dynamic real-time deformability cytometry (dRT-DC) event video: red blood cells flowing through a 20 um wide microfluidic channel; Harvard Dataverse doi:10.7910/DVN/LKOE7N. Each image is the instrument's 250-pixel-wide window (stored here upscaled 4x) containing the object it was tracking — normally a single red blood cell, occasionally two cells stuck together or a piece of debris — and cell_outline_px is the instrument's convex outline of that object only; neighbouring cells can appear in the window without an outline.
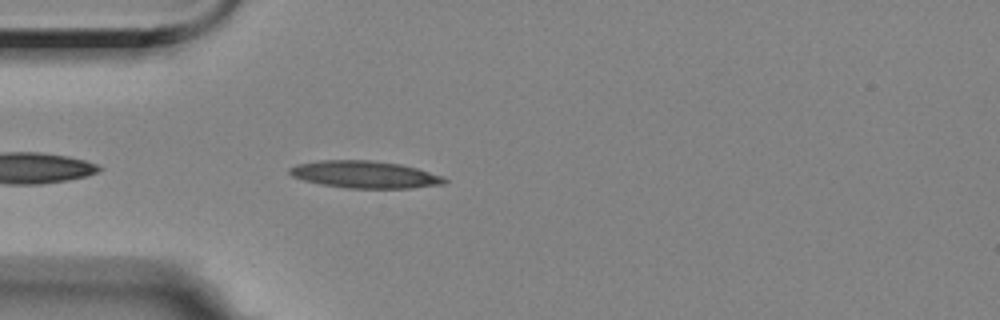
{"species": "Egyptian fruit bat (a non-hibernating species)", "species_latin": "Rousettus aegyptiacus", "temperature_condition": "room temperature", "stored_images_in_passage": 21, "camera_frame_rate_fps": 3000, "um_per_image_px": 0.085, "animal": {"sex": "female"}, "frame": {"image": 1, "passage_image": 3, "time_ms": 0.667, "image_size_px": [1000, 320], "cell_outline_px": [[448, 180], [444, 184], [412, 188], [348, 188], [320, 184], [304, 180], [292, 176], [288, 172], [288, 168], [296, 164], [320, 160], [372, 160], [400, 164], [416, 168], [444, 176]], "centroid_in_image_um": [31.0, 14.83], "position_along_channel_um": 54.0, "area_um2": 24.62}}
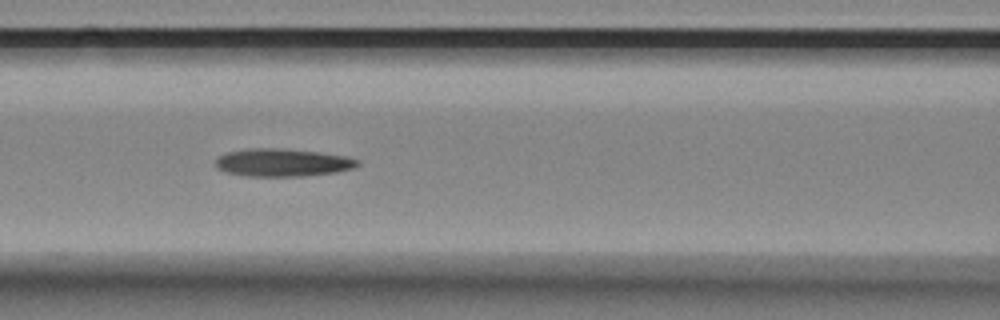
{"frame": {"image": 2, "passage_image": 11, "time_ms": 3.333, "image_size_px": [1000, 320], "cell_outline_px": [[360, 164], [352, 168], [336, 172], [304, 176], [248, 176], [228, 172], [216, 168], [216, 160], [220, 156], [228, 152], [248, 148], [284, 148], [348, 156], [360, 160]], "centroid_in_image_um": [24.05, 13.81], "position_along_channel_um": 142.6, "area_um2": 22.95}}
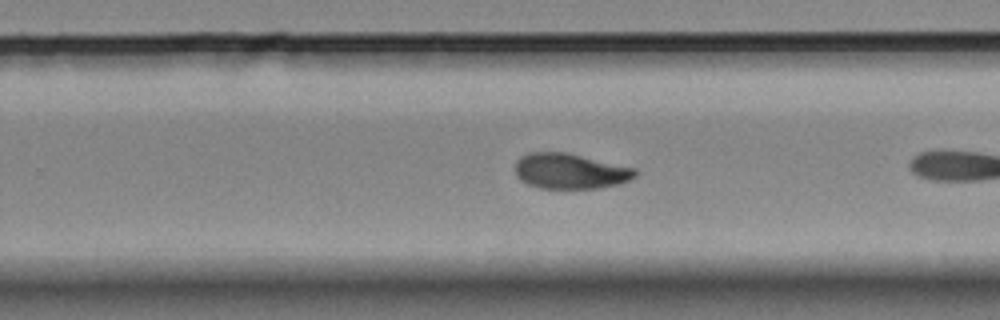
{"frame": {"image": 3, "passage_image": 20, "time_ms": 6.333, "image_size_px": [1000, 320], "cell_outline_px": [[636, 176], [628, 180], [616, 184], [600, 188], [540, 188], [528, 184], [520, 180], [516, 176], [516, 160], [520, 156], [528, 152], [564, 152], [636, 168]], "centroid_in_image_um": [48.42, 14.54], "position_along_channel_um": 281.4, "area_um2": 24.62}}